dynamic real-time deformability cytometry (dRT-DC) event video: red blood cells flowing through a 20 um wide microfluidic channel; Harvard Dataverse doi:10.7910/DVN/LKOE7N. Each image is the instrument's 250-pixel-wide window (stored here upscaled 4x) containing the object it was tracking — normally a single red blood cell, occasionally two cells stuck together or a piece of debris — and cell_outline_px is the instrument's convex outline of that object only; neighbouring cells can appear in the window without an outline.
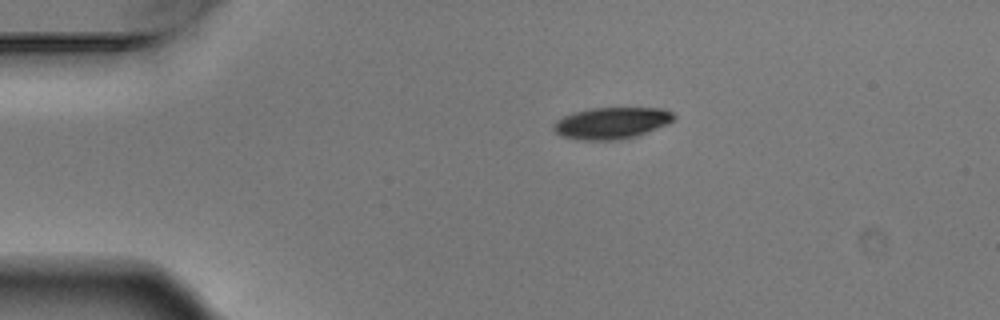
{"species": "Egyptian fruit bat (a non-hibernating species)", "species_latin": "Rousettus aegyptiacus", "temperature_condition": "warm", "stored_images_in_passage": 4, "camera_frame_rate_fps": 3000, "um_per_image_px": 0.085, "animal": {"sex": "male"}, "frame": {"image": 1, "passage_image": 1, "time_ms": 0.0, "image_size_px": [1000, 320], "cell_outline_px": [[676, 120], [668, 124], [636, 136], [620, 140], [576, 140], [560, 136], [552, 128], [552, 124], [556, 120], [564, 116], [576, 112], [592, 108], [664, 108], [672, 112], [676, 116]], "centroid_in_image_um": [51.99, 10.47], "position_along_channel_um": 33.0, "area_um2": 22.37}}
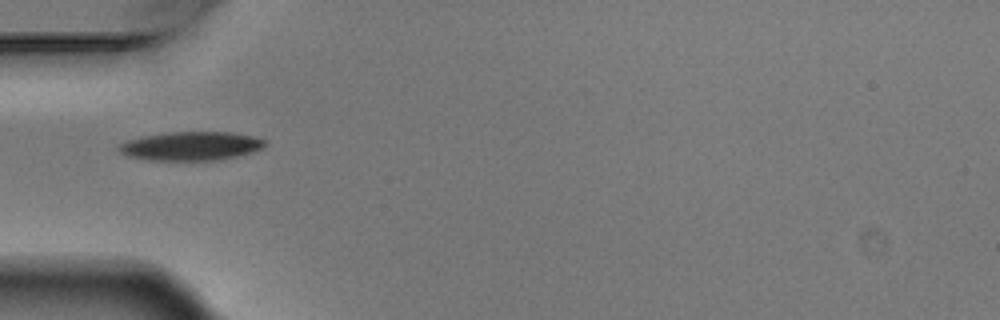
{"frame": {"image": 2, "passage_image": 3, "time_ms": 0.667, "image_size_px": [1000, 320], "cell_outline_px": [[268, 144], [264, 148], [252, 152], [220, 160], [152, 160], [128, 156], [120, 152], [116, 148], [120, 144], [128, 140], [140, 136], [168, 132], [228, 132], [252, 136], [264, 140]], "centroid_in_image_um": [16.23, 12.41], "position_along_channel_um": 68.8, "area_um2": 24.51}}
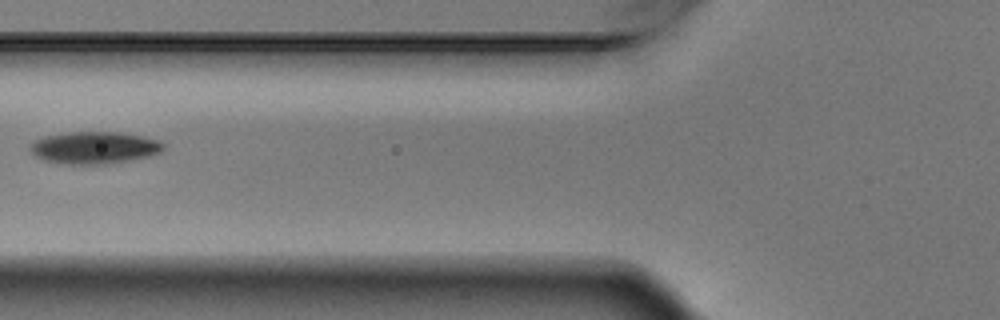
{"frame": {"image": 3, "passage_image": 4, "time_ms": 1.0, "image_size_px": [1000, 320], "cell_outline_px": [[164, 148], [160, 152], [152, 156], [132, 160], [108, 164], [64, 164], [44, 160], [36, 156], [28, 148], [36, 140], [44, 136], [72, 132], [120, 132], [144, 136], [160, 140], [164, 144]], "centroid_in_image_um": [8.07, 12.56], "position_along_channel_um": 117.7, "area_um2": 25.14}}